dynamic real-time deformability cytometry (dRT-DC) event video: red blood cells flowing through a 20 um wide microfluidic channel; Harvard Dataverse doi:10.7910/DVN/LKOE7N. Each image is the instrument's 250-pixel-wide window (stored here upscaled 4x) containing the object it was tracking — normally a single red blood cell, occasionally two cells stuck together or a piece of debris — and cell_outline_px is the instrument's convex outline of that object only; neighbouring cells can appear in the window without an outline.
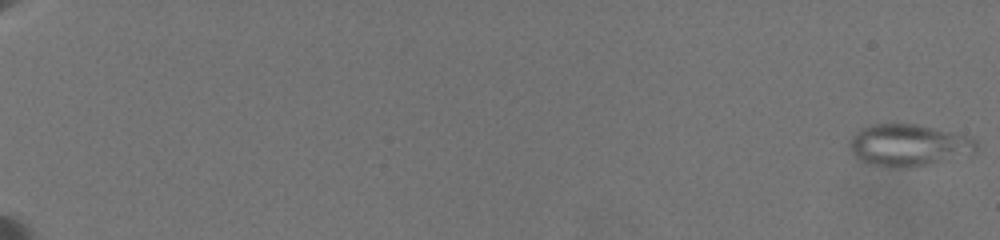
{"species": "common noctule bat (a hibernating species)", "species_latin": "Nyctalus noctula", "temperature_condition": "warm", "stored_images_in_passage": 88, "camera_frame_rate_fps": 3000, "um_per_image_px": 0.085, "animal": {"sex": "female", "body_mass_g": 19.5, "forearm_length_mm": 54.1}, "frame": {"image": 1, "passage_image": 1, "time_ms": 0.0, "image_size_px": [1000, 240], "cell_outline_px": [[980, 148], [972, 156], [900, 168], [892, 168], [868, 164], [860, 160], [848, 148], [848, 144], [852, 136], [856, 132], [872, 124], [916, 124], [964, 136], [976, 140]], "centroid_in_image_um": [77.24, 12.36], "position_along_channel_um": 7.8, "area_um2": 30.92}}
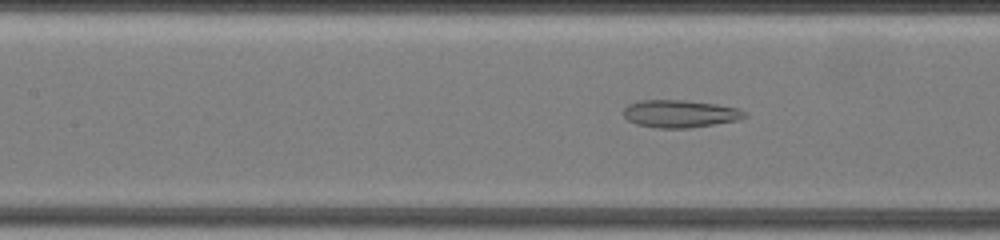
{"frame": {"image": 2, "passage_image": 79, "time_ms": 11.0, "image_size_px": [1000, 240], "cell_outline_px": [[748, 116], [736, 120], [692, 128], [656, 128], [636, 124], [628, 120], [624, 116], [624, 108], [628, 104], [640, 100], [684, 100], [716, 104], [740, 108]], "centroid_in_image_um": [57.79, 9.67], "position_along_channel_um": 149.6, "area_um2": 19.48}}
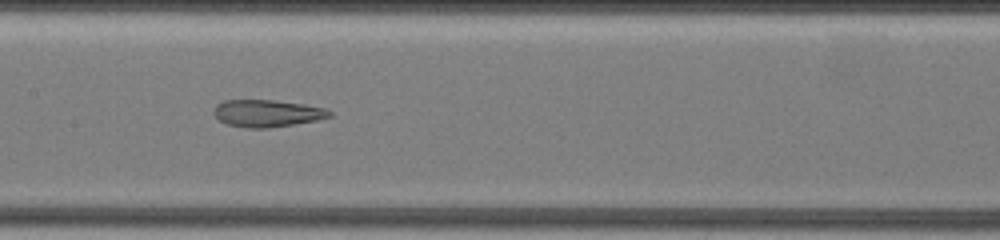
{"frame": {"image": 3, "passage_image": 87, "time_ms": 12.0, "image_size_px": [1000, 240], "cell_outline_px": [[332, 116], [316, 120], [268, 128], [248, 128], [228, 124], [220, 120], [212, 112], [216, 104], [224, 100], [272, 100], [304, 104], [328, 108], [332, 112]], "centroid_in_image_um": [22.72, 9.62], "position_along_channel_um": 184.7, "area_um2": 18.26}}